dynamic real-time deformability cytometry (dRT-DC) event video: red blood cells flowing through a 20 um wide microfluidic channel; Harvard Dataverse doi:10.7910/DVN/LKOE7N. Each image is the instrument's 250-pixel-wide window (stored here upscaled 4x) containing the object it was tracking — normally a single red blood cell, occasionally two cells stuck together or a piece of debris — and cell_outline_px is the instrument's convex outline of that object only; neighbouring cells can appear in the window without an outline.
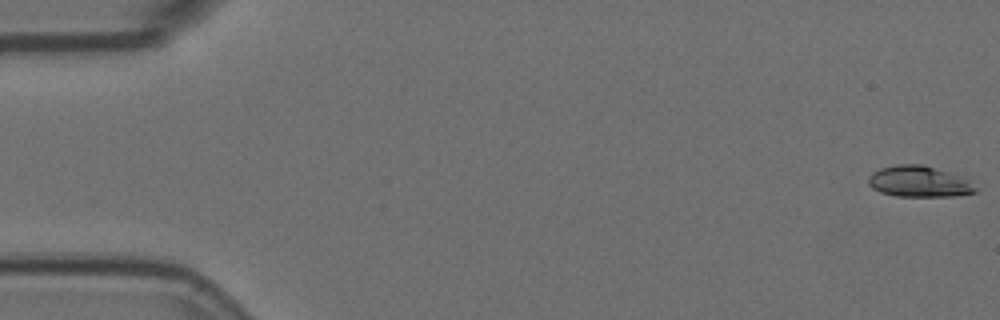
{"species": "Egyptian fruit bat (a non-hibernating species)", "species_latin": "Rousettus aegyptiacus", "temperature_condition": "room temperature", "stored_images_in_passage": 8, "camera_frame_rate_fps": 3000, "um_per_image_px": 0.085, "animal": {"sex": "female"}, "frame": {"image": 1, "passage_image": 1, "time_ms": 0.0, "image_size_px": [1000, 320], "cell_outline_px": [[980, 188], [976, 192], [956, 196], [896, 196], [880, 192], [872, 188], [868, 184], [868, 176], [872, 172], [880, 168], [896, 164], [924, 164], [960, 176], [968, 180]], "centroid_in_image_um": [78.12, 15.43], "position_along_channel_um": 6.9, "area_um2": 19.59}}
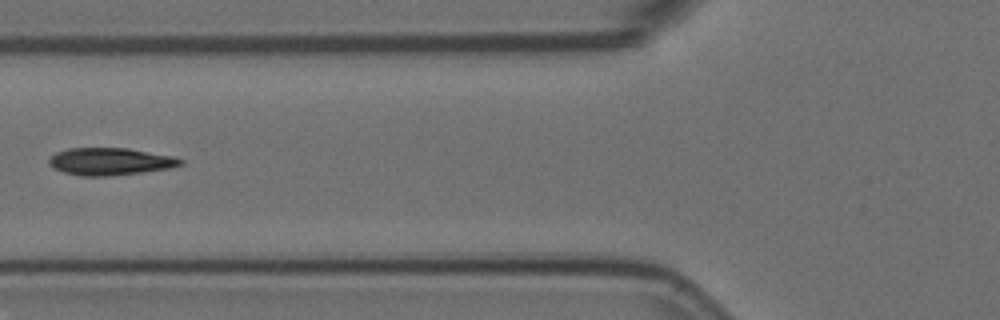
{"frame": {"image": 2, "passage_image": 7, "time_ms": 2.0, "image_size_px": [1000, 320], "cell_outline_px": [[184, 164], [168, 168], [140, 172], [108, 176], [80, 176], [64, 172], [52, 168], [48, 164], [48, 160], [56, 152], [68, 148], [128, 148], [176, 156], [184, 160]], "centroid_in_image_um": [9.37, 13.72], "position_along_channel_um": 116.4, "area_um2": 21.04}}
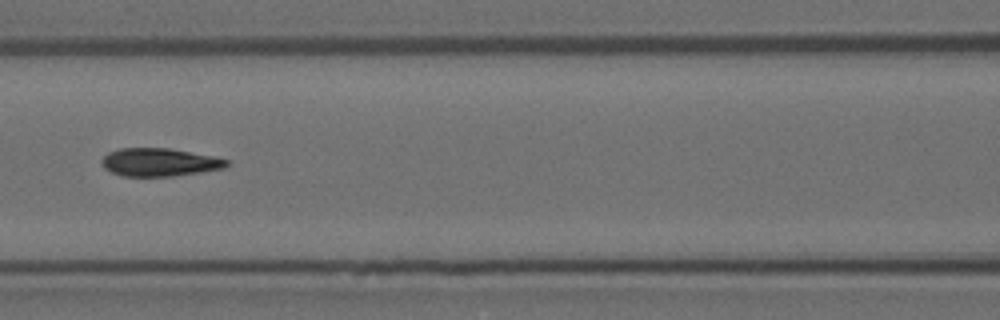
{"frame": {"image": 3, "passage_image": 8, "time_ms": 2.333, "image_size_px": [1000, 320], "cell_outline_px": [[232, 164], [224, 168], [200, 172], [172, 176], [120, 176], [104, 168], [100, 160], [108, 152], [120, 148], [168, 148], [212, 156], [228, 160]], "centroid_in_image_um": [13.54, 13.79], "position_along_channel_um": 153.1, "area_um2": 20.4}}